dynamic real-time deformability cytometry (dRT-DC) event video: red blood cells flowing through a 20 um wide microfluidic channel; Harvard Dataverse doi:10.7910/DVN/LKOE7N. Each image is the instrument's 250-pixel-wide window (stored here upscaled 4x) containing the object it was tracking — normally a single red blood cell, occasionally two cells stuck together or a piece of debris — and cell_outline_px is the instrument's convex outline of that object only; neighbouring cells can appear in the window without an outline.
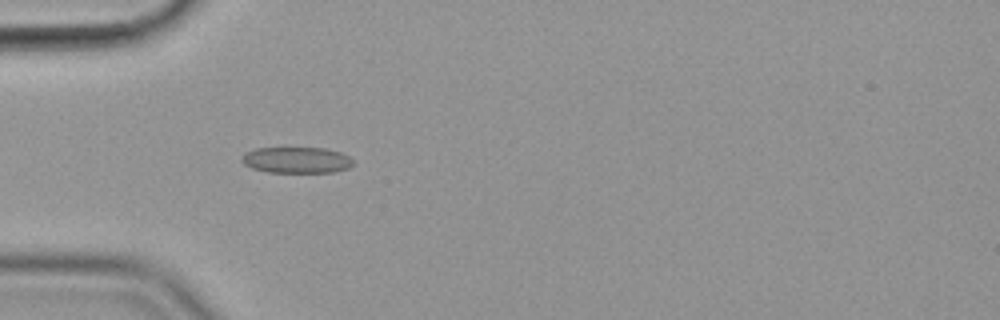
{"species": "common noctule bat (a hibernating species)", "species_latin": "Nyctalus noctula", "temperature_condition": "cold", "stored_images_in_passage": 40, "camera_frame_rate_fps": 3000, "um_per_image_px": 0.085, "animal": {"sex": "female", "body_mass_g": 19.9}, "frame": {"image": 1, "passage_image": 1, "time_ms": 0.0, "image_size_px": [1000, 320], "cell_outline_px": [[352, 164], [348, 168], [332, 172], [268, 172], [252, 168], [244, 164], [240, 160], [240, 156], [256, 148], [324, 148], [340, 152], [348, 156], [352, 160]], "centroid_in_image_um": [25.18, 13.6], "position_along_channel_um": 59.8, "area_um2": 16.82}}
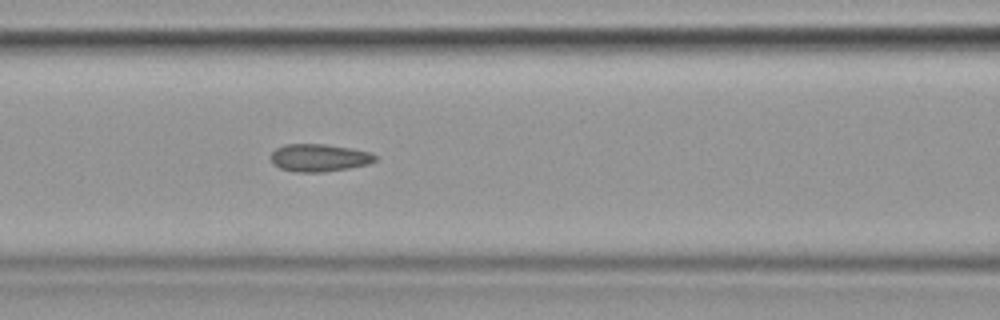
{"frame": {"image": 2, "passage_image": 8, "time_ms": 2.333, "image_size_px": [1000, 320], "cell_outline_px": [[376, 160], [368, 164], [348, 168], [324, 172], [296, 172], [280, 168], [272, 164], [272, 152], [276, 148], [284, 144], [324, 144], [348, 148], [368, 152], [376, 156]], "centroid_in_image_um": [27.09, 13.41], "position_along_channel_um": 139.5, "area_um2": 16.59}}
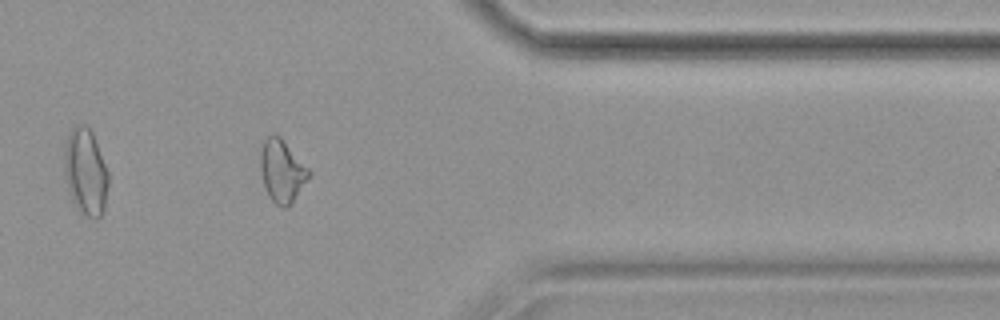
{"frame": {"image": 3, "passage_image": 30, "time_ms": 9.667, "image_size_px": [1000, 320], "cell_outline_px": [[312, 172], [288, 208], [284, 208], [276, 204], [268, 196], [264, 188], [260, 172], [260, 148], [264, 140], [272, 132], [280, 136]], "centroid_in_image_um": [23.93, 14.52], "position_along_channel_um": 387.5, "area_um2": 17.8}, "authors_computed_cell_mechanics": {"area_um2": 16.9643, "velocity_mm_per_s": 3.572, "shape_relaxation_time_tau1_ms": null, "shape_relaxation_time_tau2_ms": 1.5971, "deformation_change_tau1": null, "deformation_change_tau2": 0.0837}}